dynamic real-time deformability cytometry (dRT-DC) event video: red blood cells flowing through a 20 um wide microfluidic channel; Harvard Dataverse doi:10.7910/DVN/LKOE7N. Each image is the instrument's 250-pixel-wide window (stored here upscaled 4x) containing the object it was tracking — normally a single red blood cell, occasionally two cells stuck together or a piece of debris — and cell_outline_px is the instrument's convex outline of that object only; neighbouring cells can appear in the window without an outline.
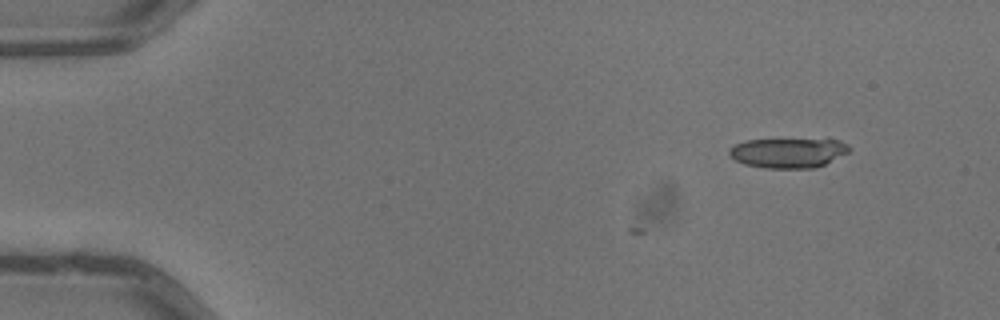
{"species": "common noctule bat (a hibernating species)", "species_latin": "Nyctalus noctula", "temperature_condition": "warm", "stored_images_in_passage": 5, "camera_frame_rate_fps": 3000, "um_per_image_px": 0.085, "animal": {"sex": "male", "body_mass_g": 13.3}, "frame": {"image": 1, "passage_image": 1, "time_ms": 0.0, "image_size_px": [1000, 320], "cell_outline_px": [[852, 148], [848, 152], [816, 168], [764, 168], [744, 164], [728, 156], [728, 148], [732, 144], [744, 140], [840, 140], [848, 144]], "centroid_in_image_um": [66.93, 12.99], "position_along_channel_um": 18.1, "area_um2": 20.87}}
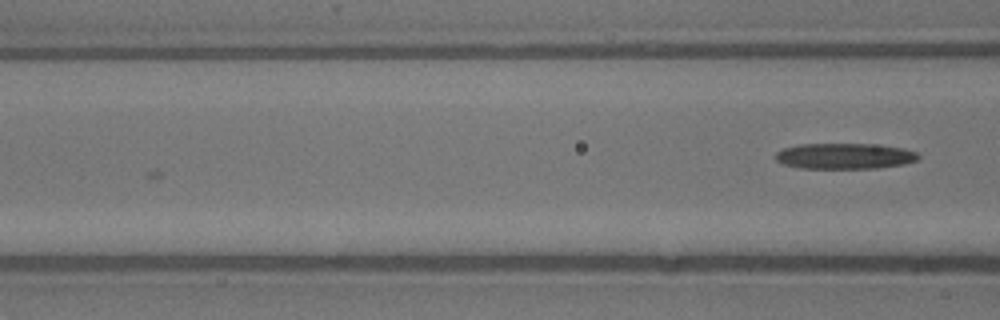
{"frame": {"image": 2, "passage_image": 5, "time_ms": 1.333, "image_size_px": [1000, 320], "cell_outline_px": [[920, 156], [916, 160], [904, 164], [880, 168], [800, 168], [784, 164], [776, 160], [776, 152], [784, 148], [800, 144], [872, 144], [904, 148], [916, 152]], "centroid_in_image_um": [71.81, 13.26], "position_along_channel_um": 94.8, "area_um2": 21.39}}